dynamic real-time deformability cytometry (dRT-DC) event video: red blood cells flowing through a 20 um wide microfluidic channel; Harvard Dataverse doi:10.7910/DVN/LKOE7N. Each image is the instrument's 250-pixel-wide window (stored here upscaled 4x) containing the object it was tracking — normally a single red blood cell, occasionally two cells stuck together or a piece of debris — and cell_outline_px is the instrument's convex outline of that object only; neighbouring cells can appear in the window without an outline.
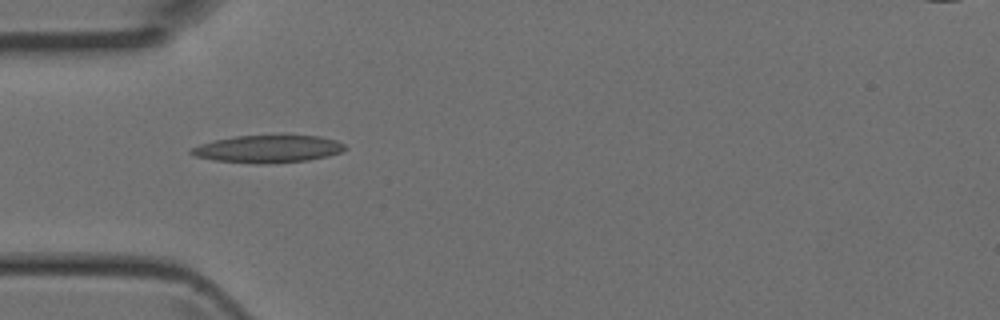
{"species": "Egyptian fruit bat (a non-hibernating species)", "species_latin": "Rousettus aegyptiacus", "temperature_condition": "room temperature", "stored_images_in_passage": 4, "camera_frame_rate_fps": 3000, "um_per_image_px": 0.085, "animal": {"sex": "female"}, "frame": {"image": 1, "passage_image": 4, "time_ms": 1.0, "image_size_px": [1000, 320], "cell_outline_px": [[348, 148], [340, 152], [328, 156], [308, 160], [260, 164], [256, 164], [212, 160], [196, 156], [188, 152], [192, 148], [200, 144], [216, 140], [236, 136], [320, 136], [336, 140], [344, 144]], "centroid_in_image_um": [22.79, 12.67], "position_along_channel_um": 62.2, "area_um2": 24.39}}